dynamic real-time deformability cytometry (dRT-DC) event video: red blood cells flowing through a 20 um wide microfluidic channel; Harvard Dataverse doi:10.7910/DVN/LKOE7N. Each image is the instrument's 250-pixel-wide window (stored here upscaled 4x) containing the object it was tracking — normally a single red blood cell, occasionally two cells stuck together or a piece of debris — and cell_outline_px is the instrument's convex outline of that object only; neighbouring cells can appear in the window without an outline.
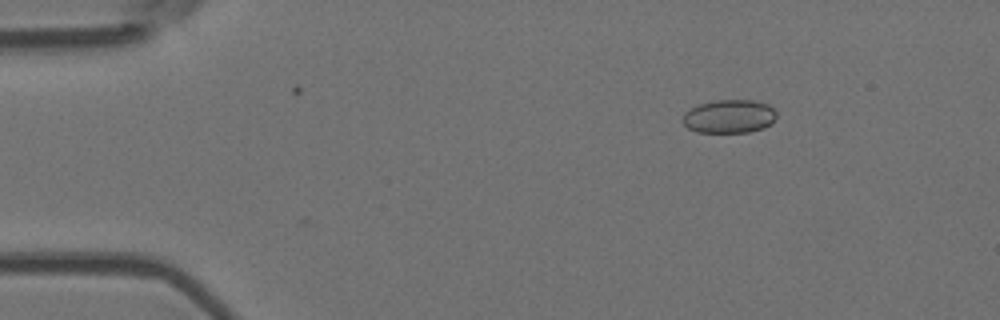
{"species": "Egyptian fruit bat (a non-hibernating species)", "species_latin": "Rousettus aegyptiacus", "temperature_condition": "room temperature", "stored_images_in_passage": 4, "camera_frame_rate_fps": 3000, "um_per_image_px": 0.085, "animal": {"sex": "female"}, "frame": {"image": 1, "passage_image": 2, "time_ms": 0.333, "image_size_px": [1000, 320], "cell_outline_px": [[776, 120], [772, 124], [764, 128], [748, 132], [696, 132], [688, 128], [684, 124], [684, 112], [700, 104], [716, 100], [752, 100], [768, 104], [776, 112]], "centroid_in_image_um": [62.02, 9.9], "position_along_channel_um": 23.0, "area_um2": 18.26}}